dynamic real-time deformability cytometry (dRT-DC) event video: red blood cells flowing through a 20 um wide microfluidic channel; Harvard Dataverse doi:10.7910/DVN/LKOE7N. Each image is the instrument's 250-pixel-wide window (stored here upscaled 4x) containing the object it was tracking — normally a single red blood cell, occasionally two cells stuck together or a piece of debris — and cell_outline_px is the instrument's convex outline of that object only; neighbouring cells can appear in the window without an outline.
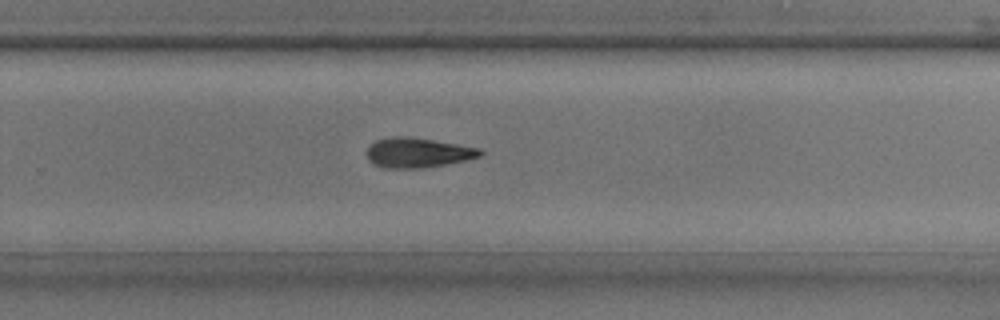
{"species": "common noctule bat (a hibernating species)", "species_latin": "Nyctalus noctula", "temperature_condition": "room temperature", "stored_images_in_passage": 22, "camera_frame_rate_fps": 3000, "um_per_image_px": 0.085, "animal": {"sex": "male", "body_mass_g": 17.9, "forearm_length_mm": 54.2}, "frame": {"image": 1, "passage_image": 16, "time_ms": 5.0, "image_size_px": [1000, 320], "cell_outline_px": [[484, 152], [480, 156], [468, 160], [424, 168], [384, 168], [372, 164], [368, 160], [368, 148], [376, 140], [392, 136], [408, 136], [480, 148]], "centroid_in_image_um": [35.51, 12.98], "position_along_channel_um": 294.3, "area_um2": 19.71}}